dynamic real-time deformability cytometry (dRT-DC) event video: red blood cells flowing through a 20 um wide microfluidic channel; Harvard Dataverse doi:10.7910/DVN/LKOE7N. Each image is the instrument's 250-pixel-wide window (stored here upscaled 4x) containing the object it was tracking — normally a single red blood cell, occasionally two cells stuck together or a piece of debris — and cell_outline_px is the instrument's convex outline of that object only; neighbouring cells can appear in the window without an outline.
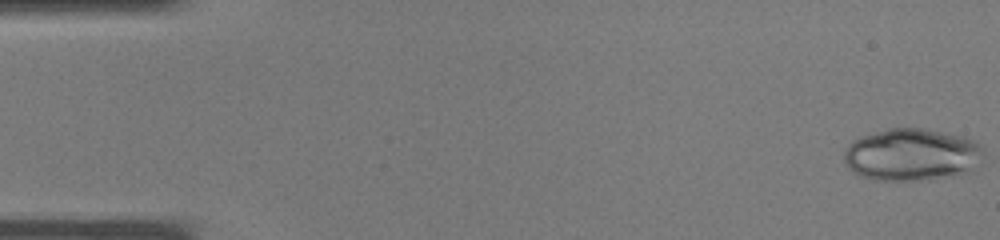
{"species": "common noctule bat (a hibernating species)", "species_latin": "Nyctalus noctula", "temperature_condition": "warm", "stored_images_in_passage": 37, "camera_frame_rate_fps": 3000, "um_per_image_px": 0.085, "animal": {"sex": "male", "body_mass_g": 19.0, "forearm_length_mm": 50.8}, "frame": {"image": 1, "passage_image": 1, "time_ms": 0.0, "image_size_px": [1000, 240], "cell_outline_px": [[984, 164], [928, 180], [876, 180], [860, 176], [852, 172], [848, 168], [844, 160], [844, 148], [852, 140], [888, 128], [924, 128], [964, 136], [980, 144], [984, 148]], "centroid_in_image_um": [77.48, 13.13], "position_along_channel_um": 7.5, "area_um2": 42.48}}